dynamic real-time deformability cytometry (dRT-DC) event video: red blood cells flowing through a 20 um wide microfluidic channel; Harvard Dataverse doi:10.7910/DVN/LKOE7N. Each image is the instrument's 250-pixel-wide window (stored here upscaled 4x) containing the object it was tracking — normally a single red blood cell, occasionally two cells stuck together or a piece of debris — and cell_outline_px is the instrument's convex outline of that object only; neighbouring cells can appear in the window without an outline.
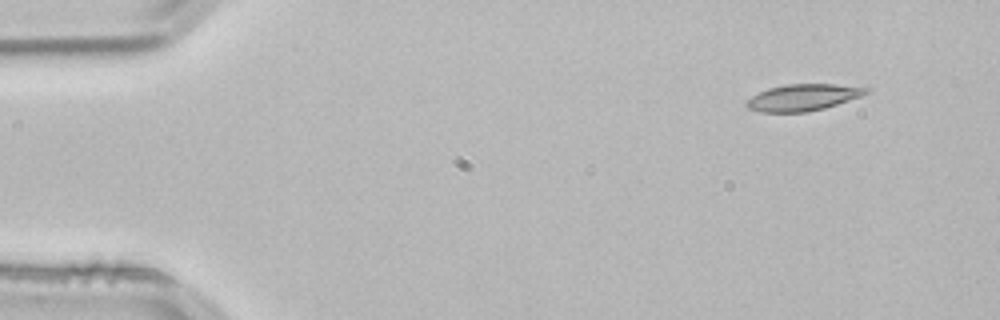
{"species": "common noctule bat (a hibernating species)", "species_latin": "Nyctalus noctula", "temperature_condition": "room temperature", "stored_images_in_passage": 49, "camera_frame_rate_fps": 3000, "um_per_image_px": 0.085, "animal": {"sex": "male", "body_mass_g": 21.5, "forearm_length_mm": 52.0}, "frame": {"image": 1, "passage_image": 1, "time_ms": 0.0, "image_size_px": [1000, 320], "cell_outline_px": [[868, 92], [860, 96], [824, 108], [808, 112], [760, 112], [748, 108], [748, 100], [752, 96], [768, 88], [788, 84], [832, 84], [868, 88]], "centroid_in_image_um": [68.23, 8.28], "position_along_channel_um": 16.8, "area_um2": 18.09}}
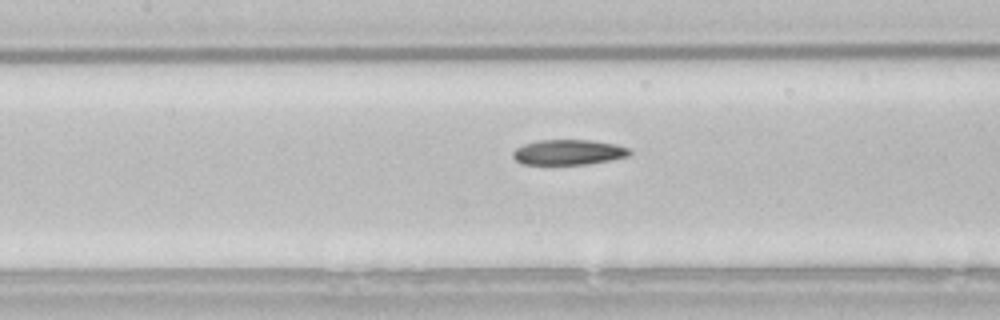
{"frame": {"image": 2, "passage_image": 20, "time_ms": 6.333, "image_size_px": [1000, 320], "cell_outline_px": [[632, 152], [628, 156], [612, 160], [588, 164], [524, 164], [516, 160], [512, 156], [512, 152], [516, 148], [524, 144], [536, 140], [592, 140], [616, 144], [632, 148]], "centroid_in_image_um": [48.36, 12.93], "position_along_channel_um": 159.0, "area_um2": 17.34}}
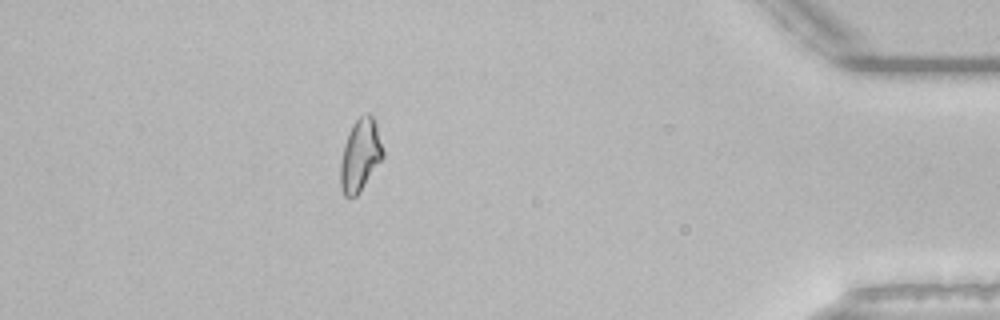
{"frame": {"image": 3, "passage_image": 43, "time_ms": 14.0, "image_size_px": [1000, 320], "cell_outline_px": [[384, 156], [360, 192], [356, 196], [344, 196], [340, 188], [340, 164], [344, 144], [348, 132], [352, 124], [360, 116], [368, 112], [372, 116], [376, 124], [384, 152]], "centroid_in_image_um": [30.61, 13.19], "position_along_channel_um": 404.6, "area_um2": 17.92}, "authors_computed_cell_mechanics": {"area_um2": 17.918, "velocity_mm_per_s": 3.8464, "shape_relaxation_time_tau1_ms": null, "shape_relaxation_time_tau2_ms": 5.0113, "deformation_change_tau1": null, "deformation_change_tau2": 0.1269}}